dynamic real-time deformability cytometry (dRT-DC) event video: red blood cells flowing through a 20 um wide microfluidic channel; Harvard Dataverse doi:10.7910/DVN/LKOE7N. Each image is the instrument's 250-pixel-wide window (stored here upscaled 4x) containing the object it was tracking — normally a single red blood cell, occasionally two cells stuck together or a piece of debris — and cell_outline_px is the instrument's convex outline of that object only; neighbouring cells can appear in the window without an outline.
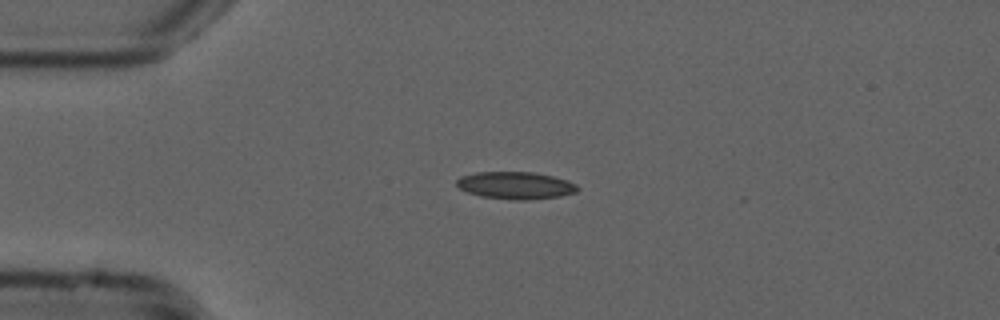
{"species": "common noctule bat (a hibernating species)", "species_latin": "Nyctalus noctula", "temperature_condition": "cold", "stored_images_in_passage": 23, "camera_frame_rate_fps": 3000, "um_per_image_px": 0.085, "animal": {"sex": "male", "forearm_length_mm": 52.5}, "frame": {"image": 1, "passage_image": 1, "time_ms": 0.0, "image_size_px": [1000, 320], "cell_outline_px": [[580, 188], [576, 192], [560, 196], [524, 200], [512, 200], [480, 196], [468, 192], [460, 188], [456, 184], [456, 180], [460, 176], [476, 172], [532, 172], [552, 176], [568, 180], [576, 184]], "centroid_in_image_um": [43.82, 15.76], "position_along_channel_um": 41.2, "area_um2": 19.25}}
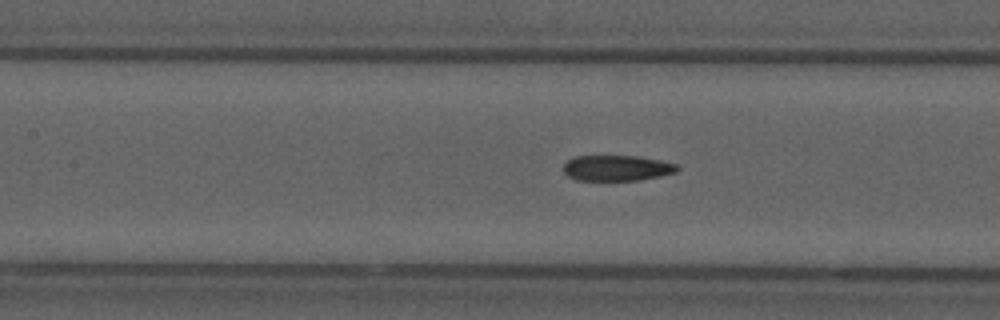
{"frame": {"image": 2, "passage_image": 12, "time_ms": 3.667, "image_size_px": [1000, 320], "cell_outline_px": [[680, 168], [676, 172], [660, 176], [640, 180], [576, 180], [568, 176], [564, 172], [564, 164], [568, 160], [576, 156], [636, 156], [660, 160], [676, 164]], "centroid_in_image_um": [52.44, 14.28], "position_along_channel_um": 155.0, "area_um2": 16.94}}
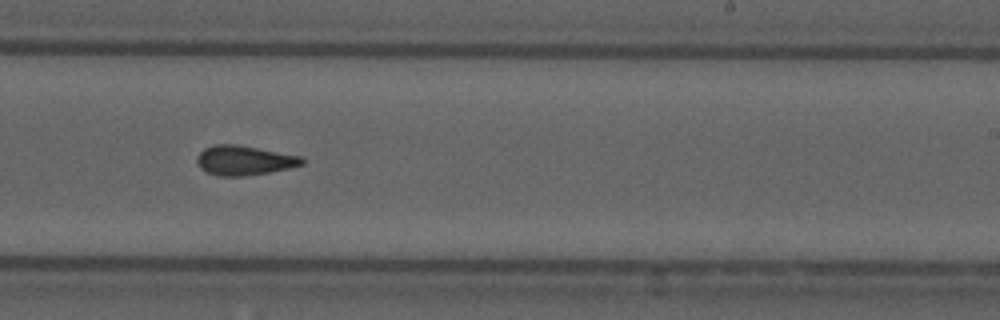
{"frame": {"image": 3, "passage_image": 21, "time_ms": 6.667, "image_size_px": [1000, 320], "cell_outline_px": [[304, 164], [288, 168], [268, 172], [244, 176], [216, 176], [200, 168], [196, 160], [196, 156], [204, 148], [216, 144], [236, 144], [304, 156]], "centroid_in_image_um": [20.76, 13.62], "position_along_channel_um": 268.2, "area_um2": 18.21}}